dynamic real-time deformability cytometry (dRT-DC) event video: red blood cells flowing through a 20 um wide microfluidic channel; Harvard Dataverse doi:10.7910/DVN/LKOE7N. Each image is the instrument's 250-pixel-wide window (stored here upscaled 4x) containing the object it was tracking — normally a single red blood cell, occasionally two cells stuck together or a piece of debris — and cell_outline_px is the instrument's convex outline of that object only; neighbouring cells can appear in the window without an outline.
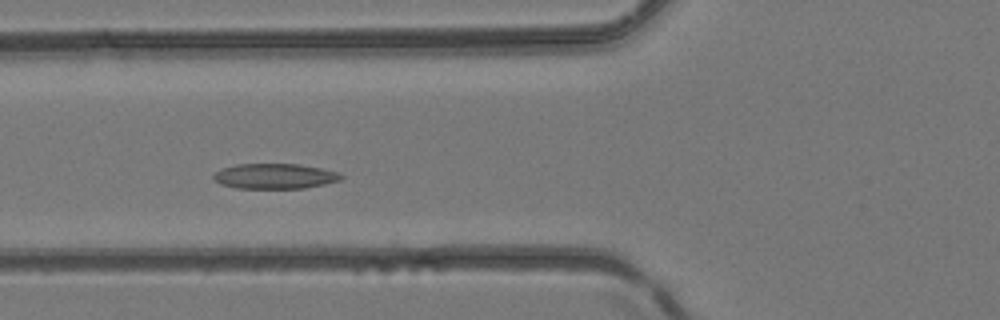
{"species": "common noctule bat (a hibernating species)", "species_latin": "Nyctalus noctula", "temperature_condition": "room temperature", "stored_images_in_passage": 38, "camera_frame_rate_fps": 3000, "um_per_image_px": 0.085, "animal": {"sex": "female", "body_mass_g": 24.6, "forearm_length_mm": 56.2}, "frame": {"image": 1, "passage_image": 12, "time_ms": 3.667, "image_size_px": [1000, 320], "cell_outline_px": [[344, 176], [340, 180], [324, 184], [304, 188], [236, 188], [220, 184], [212, 176], [216, 172], [224, 168], [236, 164], [296, 164], [320, 168], [340, 172]], "centroid_in_image_um": [23.38, 14.97], "position_along_channel_um": 102.4, "area_um2": 18.61}}
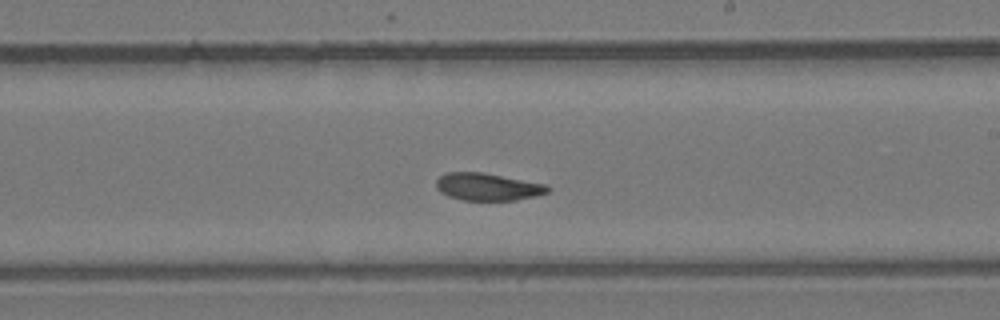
{"frame": {"image": 2, "passage_image": 21, "time_ms": 6.667, "image_size_px": [1000, 320], "cell_outline_px": [[552, 188], [548, 192], [536, 196], [516, 200], [464, 200], [448, 196], [440, 192], [436, 188], [436, 180], [444, 172], [484, 172], [548, 184]], "centroid_in_image_um": [41.48, 15.87], "position_along_channel_um": 247.5, "area_um2": 18.09}}
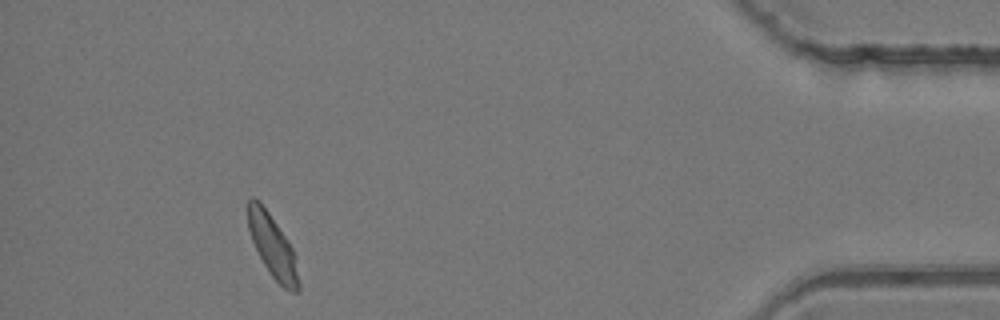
{"frame": {"image": 3, "passage_image": 35, "time_ms": 11.333, "image_size_px": [1000, 320], "cell_outline_px": [[300, 292], [292, 292], [284, 288], [272, 276], [264, 264], [252, 240], [248, 228], [248, 200], [252, 196], [260, 200], [288, 240], [292, 248], [300, 284]], "centroid_in_image_um": [23.17, 20.91], "position_along_channel_um": 412.0, "area_um2": 18.21}}